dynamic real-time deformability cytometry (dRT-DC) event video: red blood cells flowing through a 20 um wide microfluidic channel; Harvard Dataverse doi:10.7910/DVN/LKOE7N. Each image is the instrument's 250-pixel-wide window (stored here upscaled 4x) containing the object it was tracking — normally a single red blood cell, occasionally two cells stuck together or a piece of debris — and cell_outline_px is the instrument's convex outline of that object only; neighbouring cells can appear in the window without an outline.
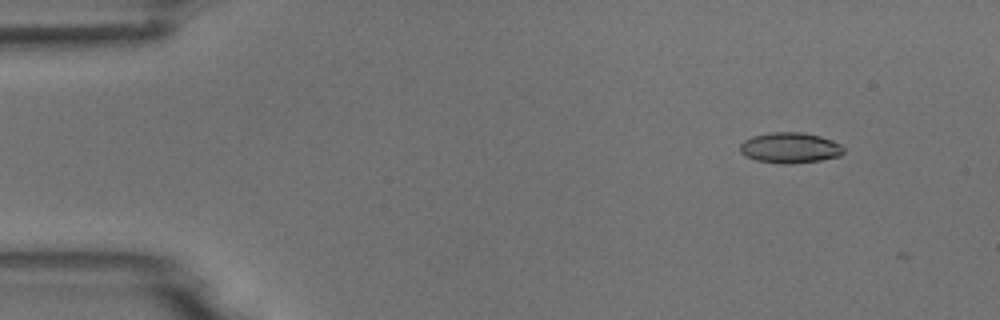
{"species": "common noctule bat (a hibernating species)", "species_latin": "Nyctalus noctula", "temperature_condition": "room temperature", "stored_images_in_passage": 4, "camera_frame_rate_fps": 3000, "um_per_image_px": 0.085, "animal": {"sex": "male", "body_mass_g": 18.8}, "frame": {"image": 1, "passage_image": 2, "time_ms": 1.0, "image_size_px": [1000, 320], "cell_outline_px": [[844, 152], [840, 156], [820, 160], [788, 164], [784, 164], [756, 160], [744, 156], [740, 152], [740, 144], [744, 140], [752, 136], [772, 132], [800, 132], [820, 136], [832, 140], [840, 144], [844, 148]], "centroid_in_image_um": [67.14, 12.56], "position_along_channel_um": 17.9, "area_um2": 18.5}}